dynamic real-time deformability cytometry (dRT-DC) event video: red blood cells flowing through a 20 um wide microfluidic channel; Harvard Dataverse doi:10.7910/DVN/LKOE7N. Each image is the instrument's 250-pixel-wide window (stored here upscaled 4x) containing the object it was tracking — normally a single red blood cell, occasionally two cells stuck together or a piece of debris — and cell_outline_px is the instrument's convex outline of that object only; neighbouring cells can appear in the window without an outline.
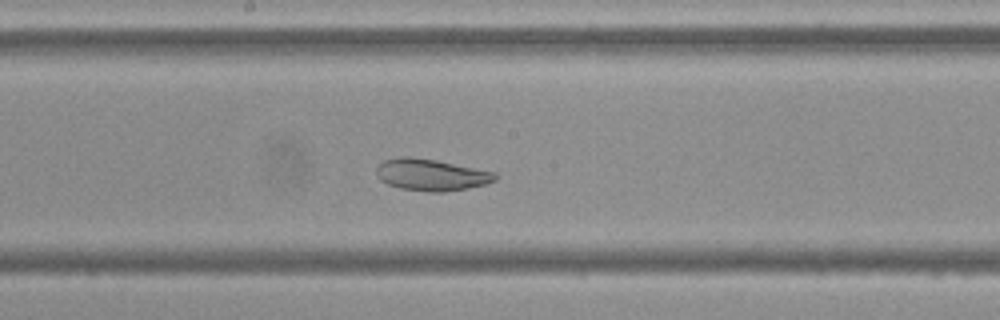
{"species": "Egyptian fruit bat (a non-hibernating species)", "species_latin": "Rousettus aegyptiacus", "temperature_condition": "cold", "stored_images_in_passage": 55, "segment_of_instrument_passage": [1, 2], "camera_frame_rate_fps": 3000, "um_per_image_px": 0.085, "frame": {"image": 1, "passage_image": 28, "time_ms": 9.0, "image_size_px": [1000, 320], "cell_outline_px": [[496, 180], [484, 184], [468, 188], [444, 192], [428, 192], [400, 188], [388, 184], [380, 180], [376, 176], [376, 168], [384, 160], [404, 156], [408, 156], [436, 160], [496, 172]], "centroid_in_image_um": [36.63, 14.86], "position_along_channel_um": 211.6, "area_um2": 21.91}}
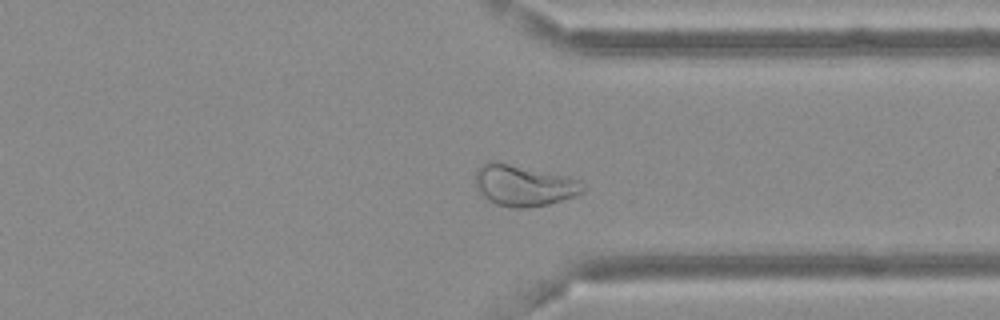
{"frame": {"image": 2, "passage_image": 41, "time_ms": 13.333, "image_size_px": [1000, 320], "cell_outline_px": [[584, 192], [576, 196], [548, 204], [524, 208], [512, 208], [496, 204], [488, 200], [476, 188], [476, 168], [488, 160], [496, 160], [568, 176], [580, 180], [584, 184]], "centroid_in_image_um": [44.52, 15.74], "position_along_channel_um": 366.9, "area_um2": 26.18}}
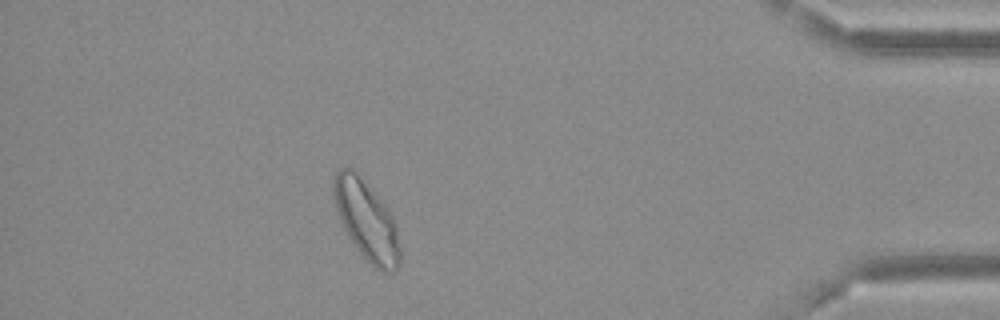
{"frame": {"image": 3, "passage_image": 48, "time_ms": 15.667, "image_size_px": [1000, 320], "cell_outline_px": [[400, 264], [392, 272], [384, 272], [376, 268], [356, 248], [344, 228], [340, 220], [336, 208], [332, 192], [332, 184], [336, 172], [340, 168], [352, 168], [360, 176], [392, 212], [396, 224], [400, 248]], "centroid_in_image_um": [31.16, 18.72], "position_along_channel_um": 404.0, "area_um2": 30.63}}